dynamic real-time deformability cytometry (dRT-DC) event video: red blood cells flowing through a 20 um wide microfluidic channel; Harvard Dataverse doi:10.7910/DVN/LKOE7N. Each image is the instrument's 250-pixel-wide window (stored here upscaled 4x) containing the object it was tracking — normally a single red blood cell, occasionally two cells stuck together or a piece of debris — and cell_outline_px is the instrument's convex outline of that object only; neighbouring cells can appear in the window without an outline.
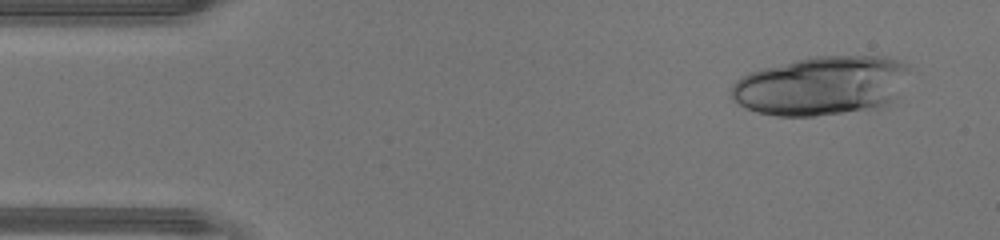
{"species": "human", "species_latin": "Homo sapiens", "temperature_condition": "warm", "stored_images_in_passage": 15, "camera_frame_rate_fps": 3000, "um_per_image_px": 0.085, "donor": {"sex": "male"}, "frame": {"image": 1, "passage_image": 3, "time_ms": 0.667, "image_size_px": [1000, 240], "cell_outline_px": [[908, 68], [892, 100], [884, 104], [872, 108], [816, 116], [776, 116], [756, 112], [740, 104], [732, 96], [732, 84], [736, 80], [748, 72], [812, 56], [884, 56], [896, 60], [904, 64]], "centroid_in_image_um": [69.73, 7.28], "position_along_channel_um": 15.3, "area_um2": 60.17}}